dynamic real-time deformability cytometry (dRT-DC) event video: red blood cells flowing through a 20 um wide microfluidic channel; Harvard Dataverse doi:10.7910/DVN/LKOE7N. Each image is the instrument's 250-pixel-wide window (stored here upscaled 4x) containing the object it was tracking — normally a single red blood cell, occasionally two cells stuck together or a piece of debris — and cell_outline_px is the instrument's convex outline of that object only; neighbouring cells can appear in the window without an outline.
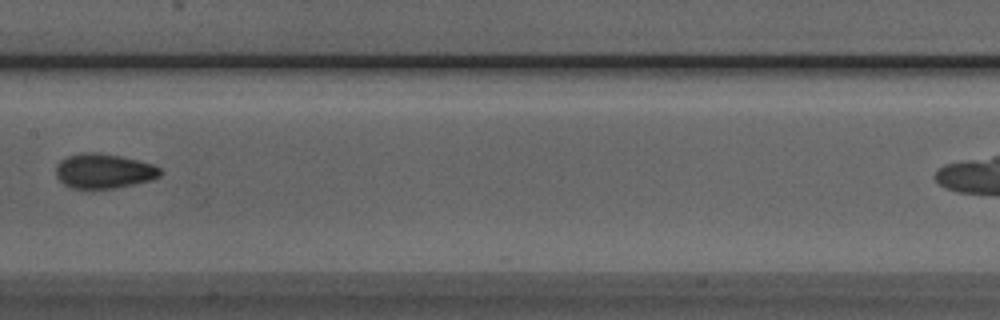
{"species": "Egyptian fruit bat (a non-hibernating species)", "species_latin": "Rousettus aegyptiacus", "temperature_condition": "room temperature", "stored_images_in_passage": 6, "camera_frame_rate_fps": 3000, "um_per_image_px": 0.085, "animal": {"sex": "male"}, "frame": {"image": 1, "passage_image": 5, "time_ms": 1.333, "image_size_px": [1000, 320], "cell_outline_px": [[164, 172], [160, 176], [152, 180], [112, 188], [72, 188], [64, 184], [56, 176], [56, 164], [60, 160], [68, 156], [80, 152], [100, 152], [120, 156], [152, 164], [160, 168]], "centroid_in_image_um": [8.81, 14.52], "position_along_channel_um": 198.6, "area_um2": 21.1}}